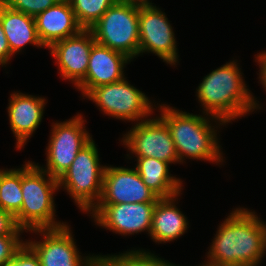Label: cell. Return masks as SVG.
Returning <instances> with one entry per match:
<instances>
[{
    "instance_id": "obj_21",
    "label": "cell",
    "mask_w": 266,
    "mask_h": 266,
    "mask_svg": "<svg viewBox=\"0 0 266 266\" xmlns=\"http://www.w3.org/2000/svg\"><path fill=\"white\" fill-rule=\"evenodd\" d=\"M21 168L0 169V208L15 216L22 207Z\"/></svg>"
},
{
    "instance_id": "obj_3",
    "label": "cell",
    "mask_w": 266,
    "mask_h": 266,
    "mask_svg": "<svg viewBox=\"0 0 266 266\" xmlns=\"http://www.w3.org/2000/svg\"><path fill=\"white\" fill-rule=\"evenodd\" d=\"M161 119L167 124L172 140L175 144L179 162L183 163L184 157L190 159L223 162V156L218 144L217 133L210 123L212 118L220 125L225 122L213 116L203 117L194 115L173 107L160 105ZM207 118V119H206Z\"/></svg>"
},
{
    "instance_id": "obj_29",
    "label": "cell",
    "mask_w": 266,
    "mask_h": 266,
    "mask_svg": "<svg viewBox=\"0 0 266 266\" xmlns=\"http://www.w3.org/2000/svg\"><path fill=\"white\" fill-rule=\"evenodd\" d=\"M256 60L260 67V74L259 79L260 83L264 86V89L266 90V51H263L262 53H259L256 57Z\"/></svg>"
},
{
    "instance_id": "obj_5",
    "label": "cell",
    "mask_w": 266,
    "mask_h": 266,
    "mask_svg": "<svg viewBox=\"0 0 266 266\" xmlns=\"http://www.w3.org/2000/svg\"><path fill=\"white\" fill-rule=\"evenodd\" d=\"M95 42L126 55L139 56V2L118 0L89 29Z\"/></svg>"
},
{
    "instance_id": "obj_2",
    "label": "cell",
    "mask_w": 266,
    "mask_h": 266,
    "mask_svg": "<svg viewBox=\"0 0 266 266\" xmlns=\"http://www.w3.org/2000/svg\"><path fill=\"white\" fill-rule=\"evenodd\" d=\"M241 74L238 64L230 61L203 78L197 88L203 114L228 123L260 108Z\"/></svg>"
},
{
    "instance_id": "obj_1",
    "label": "cell",
    "mask_w": 266,
    "mask_h": 266,
    "mask_svg": "<svg viewBox=\"0 0 266 266\" xmlns=\"http://www.w3.org/2000/svg\"><path fill=\"white\" fill-rule=\"evenodd\" d=\"M266 223L247 208H237L219 226L206 264L257 266L265 253Z\"/></svg>"
},
{
    "instance_id": "obj_17",
    "label": "cell",
    "mask_w": 266,
    "mask_h": 266,
    "mask_svg": "<svg viewBox=\"0 0 266 266\" xmlns=\"http://www.w3.org/2000/svg\"><path fill=\"white\" fill-rule=\"evenodd\" d=\"M37 34L44 47L78 34V24L68 0H61L35 17Z\"/></svg>"
},
{
    "instance_id": "obj_27",
    "label": "cell",
    "mask_w": 266,
    "mask_h": 266,
    "mask_svg": "<svg viewBox=\"0 0 266 266\" xmlns=\"http://www.w3.org/2000/svg\"><path fill=\"white\" fill-rule=\"evenodd\" d=\"M23 230L20 229L15 221V217L0 208V236L20 235Z\"/></svg>"
},
{
    "instance_id": "obj_26",
    "label": "cell",
    "mask_w": 266,
    "mask_h": 266,
    "mask_svg": "<svg viewBox=\"0 0 266 266\" xmlns=\"http://www.w3.org/2000/svg\"><path fill=\"white\" fill-rule=\"evenodd\" d=\"M4 266H40V261L34 251L24 243L15 253L14 258Z\"/></svg>"
},
{
    "instance_id": "obj_12",
    "label": "cell",
    "mask_w": 266,
    "mask_h": 266,
    "mask_svg": "<svg viewBox=\"0 0 266 266\" xmlns=\"http://www.w3.org/2000/svg\"><path fill=\"white\" fill-rule=\"evenodd\" d=\"M156 202L97 204L90 212L97 225L128 235L146 231L150 235Z\"/></svg>"
},
{
    "instance_id": "obj_10",
    "label": "cell",
    "mask_w": 266,
    "mask_h": 266,
    "mask_svg": "<svg viewBox=\"0 0 266 266\" xmlns=\"http://www.w3.org/2000/svg\"><path fill=\"white\" fill-rule=\"evenodd\" d=\"M135 157H150L165 162H179L167 124L159 117L138 122L122 138Z\"/></svg>"
},
{
    "instance_id": "obj_4",
    "label": "cell",
    "mask_w": 266,
    "mask_h": 266,
    "mask_svg": "<svg viewBox=\"0 0 266 266\" xmlns=\"http://www.w3.org/2000/svg\"><path fill=\"white\" fill-rule=\"evenodd\" d=\"M47 177V178H46ZM59 189L56 178L50 176L42 167L27 162L21 167V191L23 202L21 210L14 216L20 229H54L65 226L55 221L53 194Z\"/></svg>"
},
{
    "instance_id": "obj_8",
    "label": "cell",
    "mask_w": 266,
    "mask_h": 266,
    "mask_svg": "<svg viewBox=\"0 0 266 266\" xmlns=\"http://www.w3.org/2000/svg\"><path fill=\"white\" fill-rule=\"evenodd\" d=\"M81 114L71 119L54 123L47 150V168H42L57 180L68 170L78 152L92 136L86 131Z\"/></svg>"
},
{
    "instance_id": "obj_23",
    "label": "cell",
    "mask_w": 266,
    "mask_h": 266,
    "mask_svg": "<svg viewBox=\"0 0 266 266\" xmlns=\"http://www.w3.org/2000/svg\"><path fill=\"white\" fill-rule=\"evenodd\" d=\"M78 24L90 29L118 0H68Z\"/></svg>"
},
{
    "instance_id": "obj_28",
    "label": "cell",
    "mask_w": 266,
    "mask_h": 266,
    "mask_svg": "<svg viewBox=\"0 0 266 266\" xmlns=\"http://www.w3.org/2000/svg\"><path fill=\"white\" fill-rule=\"evenodd\" d=\"M13 54L10 51L8 40L5 36L2 24L0 22V65L6 66Z\"/></svg>"
},
{
    "instance_id": "obj_9",
    "label": "cell",
    "mask_w": 266,
    "mask_h": 266,
    "mask_svg": "<svg viewBox=\"0 0 266 266\" xmlns=\"http://www.w3.org/2000/svg\"><path fill=\"white\" fill-rule=\"evenodd\" d=\"M174 31L161 9L139 2V54L151 52L167 64L178 59Z\"/></svg>"
},
{
    "instance_id": "obj_22",
    "label": "cell",
    "mask_w": 266,
    "mask_h": 266,
    "mask_svg": "<svg viewBox=\"0 0 266 266\" xmlns=\"http://www.w3.org/2000/svg\"><path fill=\"white\" fill-rule=\"evenodd\" d=\"M169 262L145 250H131L119 255H97L96 266H168Z\"/></svg>"
},
{
    "instance_id": "obj_25",
    "label": "cell",
    "mask_w": 266,
    "mask_h": 266,
    "mask_svg": "<svg viewBox=\"0 0 266 266\" xmlns=\"http://www.w3.org/2000/svg\"><path fill=\"white\" fill-rule=\"evenodd\" d=\"M20 235L0 236V266L14 258L15 253L23 246L25 241L20 240Z\"/></svg>"
},
{
    "instance_id": "obj_20",
    "label": "cell",
    "mask_w": 266,
    "mask_h": 266,
    "mask_svg": "<svg viewBox=\"0 0 266 266\" xmlns=\"http://www.w3.org/2000/svg\"><path fill=\"white\" fill-rule=\"evenodd\" d=\"M169 163L150 157H138L135 169L143 183L159 198L181 193L182 181L169 173Z\"/></svg>"
},
{
    "instance_id": "obj_6",
    "label": "cell",
    "mask_w": 266,
    "mask_h": 266,
    "mask_svg": "<svg viewBox=\"0 0 266 266\" xmlns=\"http://www.w3.org/2000/svg\"><path fill=\"white\" fill-rule=\"evenodd\" d=\"M98 148L92 139L76 155L68 170L58 179L82 211L90 212L102 194L106 166L100 165Z\"/></svg>"
},
{
    "instance_id": "obj_15",
    "label": "cell",
    "mask_w": 266,
    "mask_h": 266,
    "mask_svg": "<svg viewBox=\"0 0 266 266\" xmlns=\"http://www.w3.org/2000/svg\"><path fill=\"white\" fill-rule=\"evenodd\" d=\"M130 61L126 55L95 42L85 78L76 88L85 97L95 87L117 82L124 78V67Z\"/></svg>"
},
{
    "instance_id": "obj_18",
    "label": "cell",
    "mask_w": 266,
    "mask_h": 266,
    "mask_svg": "<svg viewBox=\"0 0 266 266\" xmlns=\"http://www.w3.org/2000/svg\"><path fill=\"white\" fill-rule=\"evenodd\" d=\"M0 22L12 54L27 44L44 47L37 34L35 17L15 11L0 1Z\"/></svg>"
},
{
    "instance_id": "obj_24",
    "label": "cell",
    "mask_w": 266,
    "mask_h": 266,
    "mask_svg": "<svg viewBox=\"0 0 266 266\" xmlns=\"http://www.w3.org/2000/svg\"><path fill=\"white\" fill-rule=\"evenodd\" d=\"M61 0H2L9 8L36 17Z\"/></svg>"
},
{
    "instance_id": "obj_30",
    "label": "cell",
    "mask_w": 266,
    "mask_h": 266,
    "mask_svg": "<svg viewBox=\"0 0 266 266\" xmlns=\"http://www.w3.org/2000/svg\"><path fill=\"white\" fill-rule=\"evenodd\" d=\"M129 1H136V2H140V3H150L149 0H129Z\"/></svg>"
},
{
    "instance_id": "obj_11",
    "label": "cell",
    "mask_w": 266,
    "mask_h": 266,
    "mask_svg": "<svg viewBox=\"0 0 266 266\" xmlns=\"http://www.w3.org/2000/svg\"><path fill=\"white\" fill-rule=\"evenodd\" d=\"M69 226L54 229H36L44 240L25 241L40 261V266H96L95 256L82 257L75 245ZM83 258V259H82Z\"/></svg>"
},
{
    "instance_id": "obj_19",
    "label": "cell",
    "mask_w": 266,
    "mask_h": 266,
    "mask_svg": "<svg viewBox=\"0 0 266 266\" xmlns=\"http://www.w3.org/2000/svg\"><path fill=\"white\" fill-rule=\"evenodd\" d=\"M179 195L157 200L150 231L153 241L158 243L173 241L188 229L187 218L175 205Z\"/></svg>"
},
{
    "instance_id": "obj_14",
    "label": "cell",
    "mask_w": 266,
    "mask_h": 266,
    "mask_svg": "<svg viewBox=\"0 0 266 266\" xmlns=\"http://www.w3.org/2000/svg\"><path fill=\"white\" fill-rule=\"evenodd\" d=\"M95 38L89 29L52 44L48 49L56 60L61 77L77 87L85 78Z\"/></svg>"
},
{
    "instance_id": "obj_7",
    "label": "cell",
    "mask_w": 266,
    "mask_h": 266,
    "mask_svg": "<svg viewBox=\"0 0 266 266\" xmlns=\"http://www.w3.org/2000/svg\"><path fill=\"white\" fill-rule=\"evenodd\" d=\"M85 97L95 102L104 114L116 119L136 120L138 123L153 113L150 99L129 84L125 77L117 82L95 87Z\"/></svg>"
},
{
    "instance_id": "obj_31",
    "label": "cell",
    "mask_w": 266,
    "mask_h": 266,
    "mask_svg": "<svg viewBox=\"0 0 266 266\" xmlns=\"http://www.w3.org/2000/svg\"><path fill=\"white\" fill-rule=\"evenodd\" d=\"M168 266H177V265L176 264L174 265V264H172V263L169 262ZM199 266H211V265H208L206 263H203L202 265H199Z\"/></svg>"
},
{
    "instance_id": "obj_16",
    "label": "cell",
    "mask_w": 266,
    "mask_h": 266,
    "mask_svg": "<svg viewBox=\"0 0 266 266\" xmlns=\"http://www.w3.org/2000/svg\"><path fill=\"white\" fill-rule=\"evenodd\" d=\"M45 98L14 92L11 94L8 115L11 131L16 137V148L21 149L42 121Z\"/></svg>"
},
{
    "instance_id": "obj_13",
    "label": "cell",
    "mask_w": 266,
    "mask_h": 266,
    "mask_svg": "<svg viewBox=\"0 0 266 266\" xmlns=\"http://www.w3.org/2000/svg\"><path fill=\"white\" fill-rule=\"evenodd\" d=\"M158 199L135 168L106 166L102 194L97 204L157 202Z\"/></svg>"
}]
</instances>
